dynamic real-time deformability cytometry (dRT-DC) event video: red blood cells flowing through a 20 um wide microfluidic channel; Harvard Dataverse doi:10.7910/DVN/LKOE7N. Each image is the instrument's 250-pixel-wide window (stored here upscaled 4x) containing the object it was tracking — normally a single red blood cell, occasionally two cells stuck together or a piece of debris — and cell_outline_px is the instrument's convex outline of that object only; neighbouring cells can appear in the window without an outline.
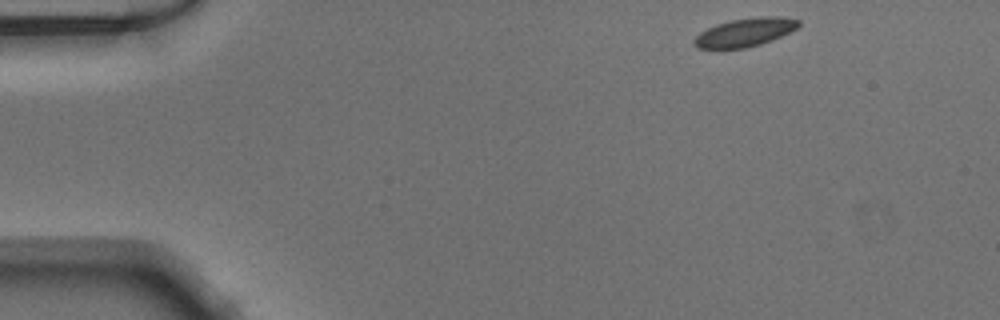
{"species": "Egyptian fruit bat (a non-hibernating species)", "species_latin": "Rousettus aegyptiacus", "temperature_condition": "warm", "stored_images_in_passage": 45, "camera_frame_rate_fps": 3000, "um_per_image_px": 0.085, "animal": {"sex": "male"}, "frame": {"image": 1, "passage_image": 1, "time_ms": 0.0, "image_size_px": [1000, 320], "cell_outline_px": [[800, 24], [796, 28], [772, 40], [760, 44], [744, 48], [696, 48], [692, 40], [700, 32], [716, 24], [732, 20], [760, 16], [780, 16], [800, 20]], "centroid_in_image_um": [63.31, 2.74], "position_along_channel_um": 21.7, "area_um2": 17.11}}
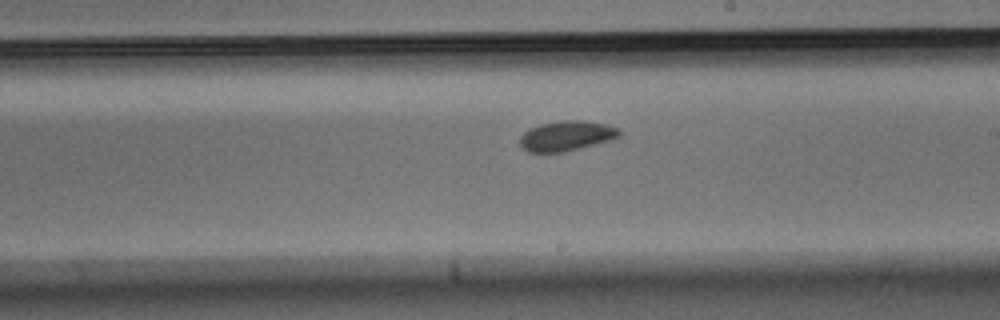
{"frame": {"image": 2, "passage_image": 24, "time_ms": 7.667, "image_size_px": [1000, 320], "cell_outline_px": [[620, 136], [612, 140], [564, 152], [528, 152], [520, 148], [520, 136], [528, 128], [540, 124], [564, 120], [584, 120], [608, 124], [616, 128], [620, 132]], "centroid_in_image_um": [48.13, 11.55], "position_along_channel_um": 240.9, "area_um2": 17.57}}
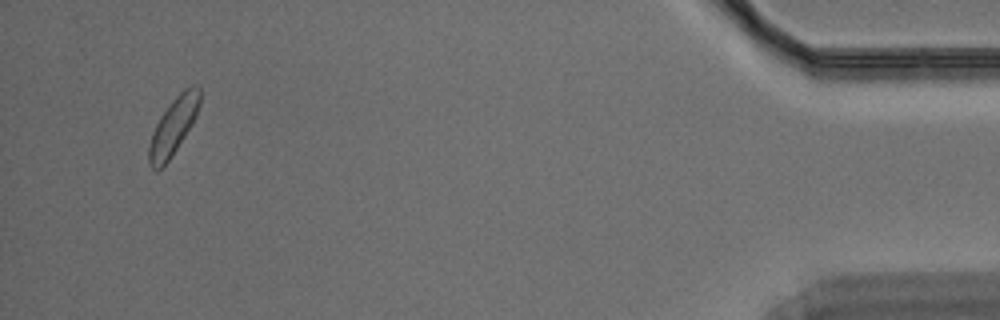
{"frame": {"image": 3, "passage_image": 43, "time_ms": 14.0, "image_size_px": [1000, 320], "cell_outline_px": [[200, 104], [196, 116], [192, 124], [172, 156], [160, 168], [152, 168], [148, 160], [148, 148], [152, 132], [160, 116], [172, 100], [184, 88], [192, 84], [196, 84], [200, 88]], "centroid_in_image_um": [14.75, 10.68], "position_along_channel_um": 420.5, "area_um2": 16.76}}